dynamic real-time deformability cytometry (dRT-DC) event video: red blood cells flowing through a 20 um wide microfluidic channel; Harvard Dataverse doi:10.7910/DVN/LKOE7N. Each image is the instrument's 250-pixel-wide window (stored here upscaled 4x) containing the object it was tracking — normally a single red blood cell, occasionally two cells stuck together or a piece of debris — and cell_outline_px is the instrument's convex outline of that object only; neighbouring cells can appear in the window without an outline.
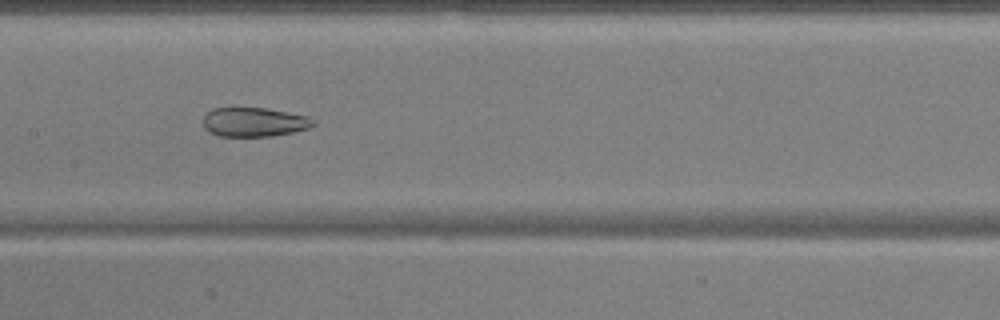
{"species": "common noctule bat (a hibernating species)", "species_latin": "Nyctalus noctula", "temperature_condition": "warm", "stored_images_in_passage": 47, "camera_frame_rate_fps": 3000, "um_per_image_px": 0.085, "animal": {"sex": "male", "body_mass_g": 17.9, "forearm_length_mm": 54.2}, "frame": {"image": 1, "passage_image": 21, "time_ms": 6.667, "image_size_px": [1000, 320], "cell_outline_px": [[316, 124], [308, 128], [292, 132], [272, 136], [220, 136], [208, 132], [204, 128], [204, 116], [212, 108], [268, 108], [308, 116], [316, 120]], "centroid_in_image_um": [21.62, 10.37], "position_along_channel_um": 185.8, "area_um2": 18.79}}
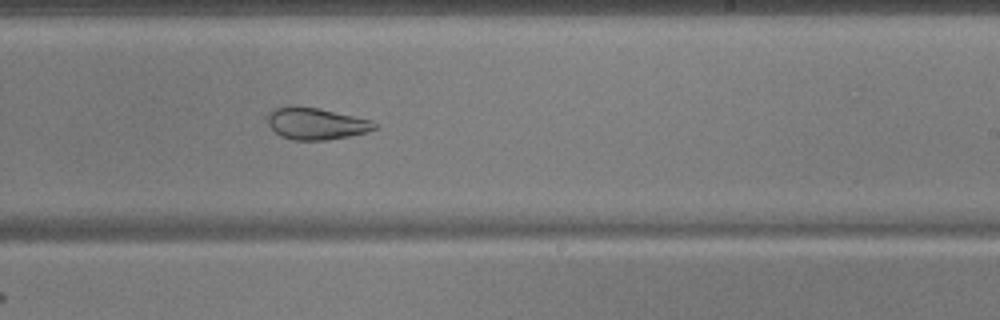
{"frame": {"image": 2, "passage_image": 27, "time_ms": 8.667, "image_size_px": [1000, 320], "cell_outline_px": [[380, 124], [376, 128], [368, 132], [348, 136], [324, 140], [292, 140], [280, 136], [268, 124], [268, 116], [276, 108], [320, 108], [372, 120]], "centroid_in_image_um": [26.95, 10.54], "position_along_channel_um": 262.0, "area_um2": 19.36}}
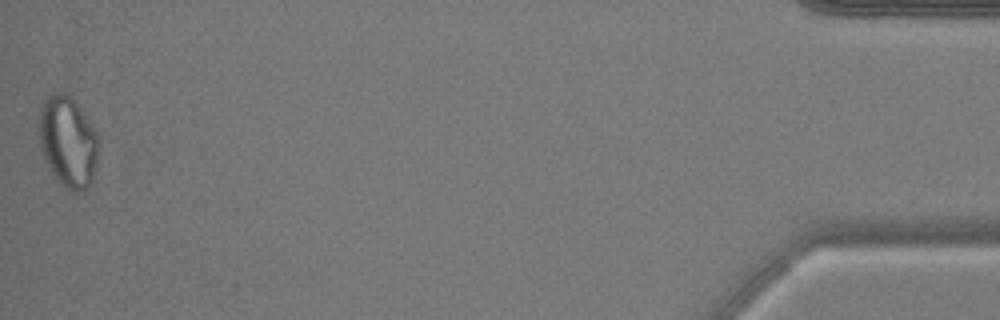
{"frame": {"image": 3, "passage_image": 47, "time_ms": 15.333, "image_size_px": [1000, 320], "cell_outline_px": [[100, 140], [92, 180], [88, 188], [80, 192], [72, 192], [64, 188], [56, 180], [48, 168], [44, 160], [40, 148], [40, 108], [44, 100], [48, 96], [56, 92], [64, 92], [76, 104], [96, 128]], "centroid_in_image_um": [5.79, 12.09], "position_along_channel_um": 429.4, "area_um2": 31.79}, "authors_computed_cell_mechanics": {"area_um2": 27.2816, "velocity_mm_per_s": 3.8246, "shape_relaxation_time_tau1_ms": null, "shape_relaxation_time_tau2_ms": 3.1182, "deformation_change_tau1": null, "deformation_change_tau2": 0.0936}}